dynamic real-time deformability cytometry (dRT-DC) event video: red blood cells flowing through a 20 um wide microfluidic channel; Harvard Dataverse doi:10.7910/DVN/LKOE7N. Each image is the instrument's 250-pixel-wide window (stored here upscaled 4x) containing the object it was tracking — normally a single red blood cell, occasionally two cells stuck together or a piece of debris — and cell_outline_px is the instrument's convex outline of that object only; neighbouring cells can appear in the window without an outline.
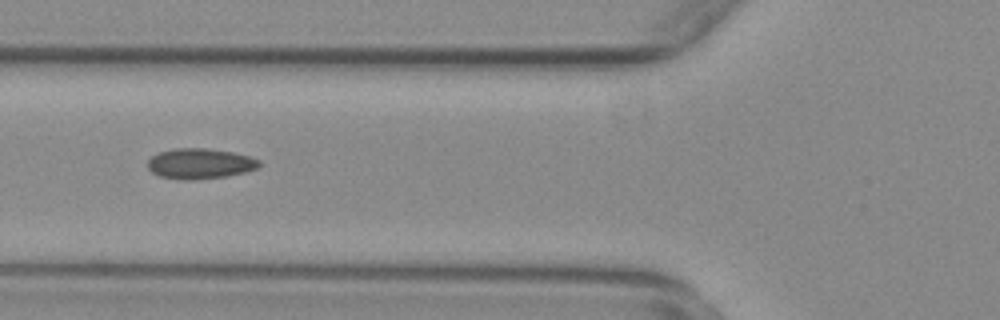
{"species": "common noctule bat (a hibernating species)", "species_latin": "Nyctalus noctula", "temperature_condition": "warm", "stored_images_in_passage": 42, "camera_frame_rate_fps": 3000, "um_per_image_px": 0.085, "animal": {"sex": "female", "body_mass_g": 29.2, "forearm_length_mm": 56.3}, "frame": {"image": 1, "passage_image": 19, "time_ms": 6.0, "image_size_px": [1000, 320], "cell_outline_px": [[260, 164], [256, 168], [244, 172], [224, 176], [196, 180], [180, 180], [160, 176], [152, 172], [148, 168], [148, 160], [152, 156], [160, 152], [176, 148], [204, 148], [232, 152], [248, 156], [260, 160]], "centroid_in_image_um": [16.97, 13.91], "position_along_channel_um": 108.8, "area_um2": 19.59}}
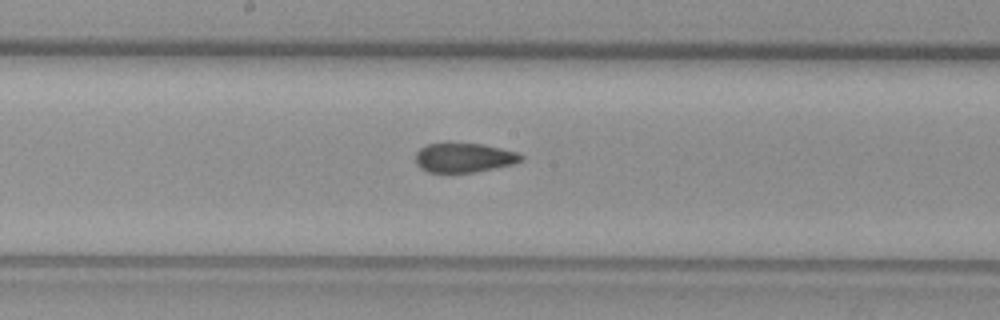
{"frame": {"image": 2, "passage_image": 27, "time_ms": 8.667, "image_size_px": [1000, 320], "cell_outline_px": [[524, 160], [512, 164], [472, 172], [428, 172], [420, 168], [416, 164], [416, 152], [420, 148], [428, 144], [484, 144], [516, 152], [524, 156]], "centroid_in_image_um": [39.43, 13.41], "position_along_channel_um": 208.8, "area_um2": 17.74}}
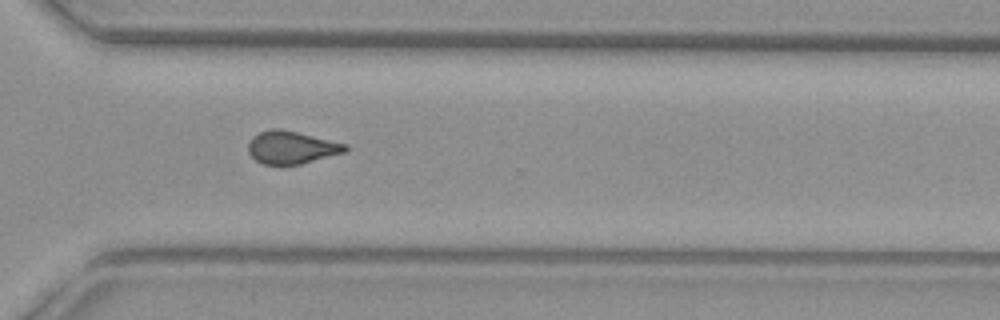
{"frame": {"image": 3, "passage_image": 38, "time_ms": 12.333, "image_size_px": [1000, 320], "cell_outline_px": [[348, 148], [344, 152], [300, 164], [280, 168], [264, 164], [256, 160], [248, 152], [248, 144], [252, 136], [260, 132], [272, 128], [280, 128], [348, 144]], "centroid_in_image_um": [24.74, 12.56], "position_along_channel_um": 345.9, "area_um2": 18.84}, "authors_computed_cell_mechanics": {"area_um2": 19.2763, "velocity_mm_per_s": 3.749, "shape_relaxation_time_tau1_ms": null, "shape_relaxation_time_tau2_ms": 1.9323, "deformation_change_tau1": null, "deformation_change_tau2": 0.0843}}